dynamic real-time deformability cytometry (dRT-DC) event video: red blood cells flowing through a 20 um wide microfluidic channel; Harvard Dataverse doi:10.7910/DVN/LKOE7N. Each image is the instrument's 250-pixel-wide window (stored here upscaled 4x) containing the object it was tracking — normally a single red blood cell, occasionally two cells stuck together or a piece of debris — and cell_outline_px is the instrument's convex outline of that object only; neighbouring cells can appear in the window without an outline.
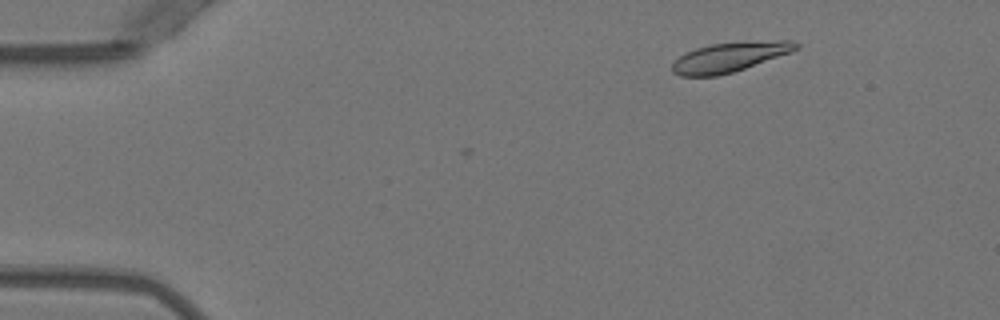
{"species": "Egyptian fruit bat (a non-hibernating species)", "species_latin": "Rousettus aegyptiacus", "temperature_condition": "warm", "stored_images_in_passage": 6, "camera_frame_rate_fps": 3000, "um_per_image_px": 0.085, "animal": {"sex": "female"}, "frame": {"image": 1, "passage_image": 4, "time_ms": 1.0, "image_size_px": [1000, 320], "cell_outline_px": [[800, 48], [792, 52], [732, 72], [716, 76], [680, 76], [672, 72], [672, 64], [680, 56], [696, 48], [712, 44], [776, 40], [792, 40], [800, 44]], "centroid_in_image_um": [62.05, 4.85], "position_along_channel_um": 22.9, "area_um2": 21.1}}